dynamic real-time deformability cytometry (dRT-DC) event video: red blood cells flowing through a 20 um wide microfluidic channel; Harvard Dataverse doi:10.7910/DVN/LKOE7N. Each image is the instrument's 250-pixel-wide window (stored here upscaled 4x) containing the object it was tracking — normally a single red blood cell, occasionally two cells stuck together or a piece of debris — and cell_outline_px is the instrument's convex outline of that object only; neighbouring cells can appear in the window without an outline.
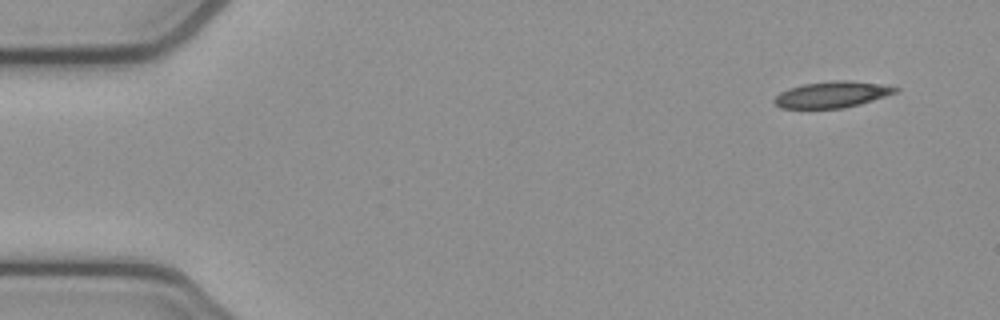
{"species": "common noctule bat (a hibernating species)", "species_latin": "Nyctalus noctula", "temperature_condition": "cold", "stored_images_in_passage": 4, "camera_frame_rate_fps": 3000, "um_per_image_px": 0.085, "animal": {"sex": "female", "body_mass_g": 21.9}, "frame": {"image": 1, "passage_image": 1, "time_ms": 0.0, "image_size_px": [1000, 320], "cell_outline_px": [[900, 92], [860, 104], [844, 108], [780, 108], [772, 100], [780, 92], [788, 88], [804, 84], [832, 80], [848, 80], [880, 84], [900, 88]], "centroid_in_image_um": [70.75, 8.03], "position_along_channel_um": 14.3, "area_um2": 18.61}}
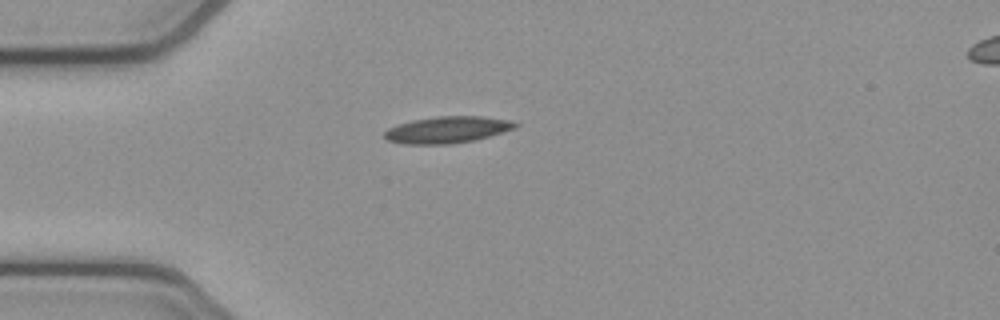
{"frame": {"image": 2, "passage_image": 4, "time_ms": 1.0, "image_size_px": [1000, 320], "cell_outline_px": [[520, 124], [516, 128], [476, 140], [452, 144], [404, 144], [388, 140], [384, 136], [384, 132], [388, 128], [396, 124], [412, 120], [436, 116], [480, 116], [512, 120]], "centroid_in_image_um": [38.04, 11.02], "position_along_channel_um": 47.0, "area_um2": 20.52}}